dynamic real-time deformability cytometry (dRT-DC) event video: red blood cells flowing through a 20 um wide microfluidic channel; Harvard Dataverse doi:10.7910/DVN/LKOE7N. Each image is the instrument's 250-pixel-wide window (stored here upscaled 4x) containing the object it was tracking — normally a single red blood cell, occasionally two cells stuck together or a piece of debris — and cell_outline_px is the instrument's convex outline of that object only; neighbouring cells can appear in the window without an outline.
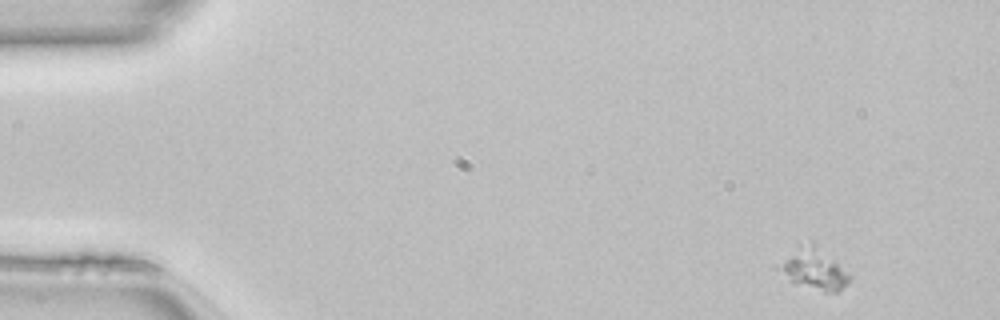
{"species": "common noctule bat (a hibernating species)", "species_latin": "Nyctalus noctula", "temperature_condition": "room temperature", "stored_images_in_passage": 48, "camera_frame_rate_fps": 3000, "um_per_image_px": 0.085, "animal": {"sex": "female", "body_mass_g": 22.7, "forearm_length_mm": 54.2}, "frame": {"image": 1, "passage_image": 1, "time_ms": 0.0, "image_size_px": [1000, 320], "cell_outline_px": [[848, 280], [836, 292], [824, 292], [788, 280], [772, 264], [792, 256], [820, 260], [836, 264], [848, 276]], "centroid_in_image_um": [69.09, 23.24], "position_along_channel_um": 15.9, "area_um2": 12.48}}
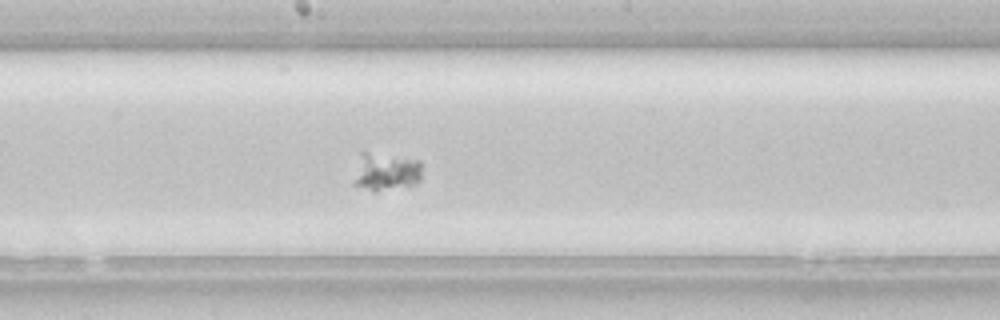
{"frame": {"image": 2, "passage_image": 24, "time_ms": 7.667, "image_size_px": [1000, 320], "cell_outline_px": [[420, 180], [416, 184], [376, 192], [372, 192], [352, 184], [352, 180], [360, 152], [364, 152], [420, 160]], "centroid_in_image_um": [32.74, 14.63], "position_along_channel_um": 215.5, "area_um2": 15.2}}
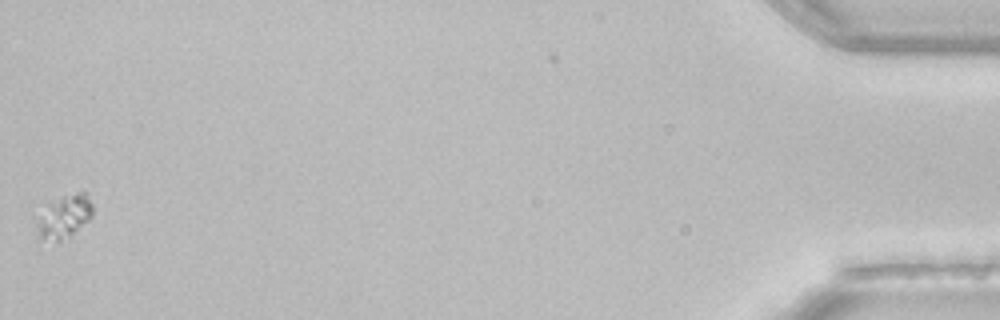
{"frame": {"image": 3, "passage_image": 47, "time_ms": 15.333, "image_size_px": [1000, 320], "cell_outline_px": [[92, 216], [88, 220], [68, 236], [60, 240], [36, 240], [36, 216], [48, 204], [64, 196], [76, 192], [84, 192], [92, 204]], "centroid_in_image_um": [5.38, 18.43], "position_along_channel_um": 429.8, "area_um2": 13.93}}